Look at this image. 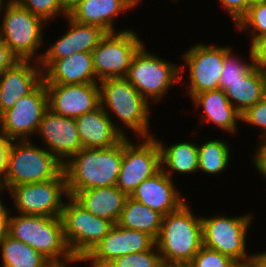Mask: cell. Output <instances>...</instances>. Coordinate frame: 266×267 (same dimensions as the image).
Listing matches in <instances>:
<instances>
[{
  "label": "cell",
  "instance_id": "6da1fadb",
  "mask_svg": "<svg viewBox=\"0 0 266 267\" xmlns=\"http://www.w3.org/2000/svg\"><path fill=\"white\" fill-rule=\"evenodd\" d=\"M122 158L123 139L108 148H82L63 165L69 196L90 188L116 186Z\"/></svg>",
  "mask_w": 266,
  "mask_h": 267
},
{
  "label": "cell",
  "instance_id": "7a4b0ae2",
  "mask_svg": "<svg viewBox=\"0 0 266 267\" xmlns=\"http://www.w3.org/2000/svg\"><path fill=\"white\" fill-rule=\"evenodd\" d=\"M190 206L186 202L163 216L156 240L162 261L186 267L203 246L202 216H195Z\"/></svg>",
  "mask_w": 266,
  "mask_h": 267
},
{
  "label": "cell",
  "instance_id": "3957f363",
  "mask_svg": "<svg viewBox=\"0 0 266 267\" xmlns=\"http://www.w3.org/2000/svg\"><path fill=\"white\" fill-rule=\"evenodd\" d=\"M99 86L101 106L112 121L116 117L124 125L121 127L124 137L128 136L123 128L132 130L137 140L153 136L149 125L151 103L125 77L100 80Z\"/></svg>",
  "mask_w": 266,
  "mask_h": 267
},
{
  "label": "cell",
  "instance_id": "277c9868",
  "mask_svg": "<svg viewBox=\"0 0 266 267\" xmlns=\"http://www.w3.org/2000/svg\"><path fill=\"white\" fill-rule=\"evenodd\" d=\"M8 234L41 253L52 264L76 259L66 243L61 217L11 213Z\"/></svg>",
  "mask_w": 266,
  "mask_h": 267
},
{
  "label": "cell",
  "instance_id": "5b68a950",
  "mask_svg": "<svg viewBox=\"0 0 266 267\" xmlns=\"http://www.w3.org/2000/svg\"><path fill=\"white\" fill-rule=\"evenodd\" d=\"M30 140H12L8 151L7 171L1 184L6 192L13 186L58 178L63 164L47 149Z\"/></svg>",
  "mask_w": 266,
  "mask_h": 267
},
{
  "label": "cell",
  "instance_id": "8992f818",
  "mask_svg": "<svg viewBox=\"0 0 266 267\" xmlns=\"http://www.w3.org/2000/svg\"><path fill=\"white\" fill-rule=\"evenodd\" d=\"M0 12L3 15V20L0 21V38L9 47L10 52L18 60L39 62L43 53L39 54L37 51L43 45V26L47 23L15 0L1 3Z\"/></svg>",
  "mask_w": 266,
  "mask_h": 267
},
{
  "label": "cell",
  "instance_id": "52a82bcc",
  "mask_svg": "<svg viewBox=\"0 0 266 267\" xmlns=\"http://www.w3.org/2000/svg\"><path fill=\"white\" fill-rule=\"evenodd\" d=\"M142 45L134 54L125 77L150 103L165 98L168 90L183 81L180 66L148 52Z\"/></svg>",
  "mask_w": 266,
  "mask_h": 267
},
{
  "label": "cell",
  "instance_id": "ba28073f",
  "mask_svg": "<svg viewBox=\"0 0 266 267\" xmlns=\"http://www.w3.org/2000/svg\"><path fill=\"white\" fill-rule=\"evenodd\" d=\"M64 237L76 259H84L115 225L83 208L69 196L61 213Z\"/></svg>",
  "mask_w": 266,
  "mask_h": 267
},
{
  "label": "cell",
  "instance_id": "9c48e42d",
  "mask_svg": "<svg viewBox=\"0 0 266 267\" xmlns=\"http://www.w3.org/2000/svg\"><path fill=\"white\" fill-rule=\"evenodd\" d=\"M253 215H216L201 217L203 226V246L230 257L236 263L252 260L247 254L246 238L252 224Z\"/></svg>",
  "mask_w": 266,
  "mask_h": 267
},
{
  "label": "cell",
  "instance_id": "30bf717a",
  "mask_svg": "<svg viewBox=\"0 0 266 267\" xmlns=\"http://www.w3.org/2000/svg\"><path fill=\"white\" fill-rule=\"evenodd\" d=\"M145 44L132 29L106 33L98 46L91 52L96 78L126 77L132 58Z\"/></svg>",
  "mask_w": 266,
  "mask_h": 267
},
{
  "label": "cell",
  "instance_id": "8fae6325",
  "mask_svg": "<svg viewBox=\"0 0 266 267\" xmlns=\"http://www.w3.org/2000/svg\"><path fill=\"white\" fill-rule=\"evenodd\" d=\"M7 192L16 213L24 215L60 217L64 200L69 197L64 172L48 181L13 186Z\"/></svg>",
  "mask_w": 266,
  "mask_h": 267
},
{
  "label": "cell",
  "instance_id": "7c38bea8",
  "mask_svg": "<svg viewBox=\"0 0 266 267\" xmlns=\"http://www.w3.org/2000/svg\"><path fill=\"white\" fill-rule=\"evenodd\" d=\"M138 139L136 144L129 137L123 138V158L116 186L127 196H131L141 182L161 170L157 140L153 136Z\"/></svg>",
  "mask_w": 266,
  "mask_h": 267
},
{
  "label": "cell",
  "instance_id": "4fadbf2b",
  "mask_svg": "<svg viewBox=\"0 0 266 267\" xmlns=\"http://www.w3.org/2000/svg\"><path fill=\"white\" fill-rule=\"evenodd\" d=\"M232 49L230 46H212L197 43L182 54L185 65L189 69V86L186 88L190 98L199 93L219 89V81L223 70L225 55Z\"/></svg>",
  "mask_w": 266,
  "mask_h": 267
},
{
  "label": "cell",
  "instance_id": "5bb4252c",
  "mask_svg": "<svg viewBox=\"0 0 266 267\" xmlns=\"http://www.w3.org/2000/svg\"><path fill=\"white\" fill-rule=\"evenodd\" d=\"M48 109V94L45 82L42 81L12 108L3 112L0 130L11 140H30L31 135L37 134Z\"/></svg>",
  "mask_w": 266,
  "mask_h": 267
},
{
  "label": "cell",
  "instance_id": "9a60e30c",
  "mask_svg": "<svg viewBox=\"0 0 266 267\" xmlns=\"http://www.w3.org/2000/svg\"><path fill=\"white\" fill-rule=\"evenodd\" d=\"M156 241L148 234L115 224L83 259L90 267H105L114 258L149 250Z\"/></svg>",
  "mask_w": 266,
  "mask_h": 267
},
{
  "label": "cell",
  "instance_id": "2e32d148",
  "mask_svg": "<svg viewBox=\"0 0 266 267\" xmlns=\"http://www.w3.org/2000/svg\"><path fill=\"white\" fill-rule=\"evenodd\" d=\"M45 85L48 108L55 114L76 119L101 105L99 83Z\"/></svg>",
  "mask_w": 266,
  "mask_h": 267
},
{
  "label": "cell",
  "instance_id": "e0dca14e",
  "mask_svg": "<svg viewBox=\"0 0 266 267\" xmlns=\"http://www.w3.org/2000/svg\"><path fill=\"white\" fill-rule=\"evenodd\" d=\"M37 135L41 136L43 147L63 165L83 148L75 119L55 114L49 109L39 124Z\"/></svg>",
  "mask_w": 266,
  "mask_h": 267
},
{
  "label": "cell",
  "instance_id": "ac0fdd59",
  "mask_svg": "<svg viewBox=\"0 0 266 267\" xmlns=\"http://www.w3.org/2000/svg\"><path fill=\"white\" fill-rule=\"evenodd\" d=\"M65 19L68 21L69 30L43 51L39 61L42 71L54 60L71 56L74 53L92 52L107 33L99 26L78 23L68 15Z\"/></svg>",
  "mask_w": 266,
  "mask_h": 267
},
{
  "label": "cell",
  "instance_id": "d6986e66",
  "mask_svg": "<svg viewBox=\"0 0 266 267\" xmlns=\"http://www.w3.org/2000/svg\"><path fill=\"white\" fill-rule=\"evenodd\" d=\"M34 64V65H33ZM43 81L39 62L18 60L0 76V106L2 112L12 108L21 98Z\"/></svg>",
  "mask_w": 266,
  "mask_h": 267
},
{
  "label": "cell",
  "instance_id": "ffe728a7",
  "mask_svg": "<svg viewBox=\"0 0 266 267\" xmlns=\"http://www.w3.org/2000/svg\"><path fill=\"white\" fill-rule=\"evenodd\" d=\"M130 197L163 216L186 203L174 180L162 170L141 182Z\"/></svg>",
  "mask_w": 266,
  "mask_h": 267
},
{
  "label": "cell",
  "instance_id": "44dd1931",
  "mask_svg": "<svg viewBox=\"0 0 266 267\" xmlns=\"http://www.w3.org/2000/svg\"><path fill=\"white\" fill-rule=\"evenodd\" d=\"M141 0H80L68 10V16L81 24L96 25L107 33L119 32L115 19L137 8Z\"/></svg>",
  "mask_w": 266,
  "mask_h": 267
},
{
  "label": "cell",
  "instance_id": "7402d4cb",
  "mask_svg": "<svg viewBox=\"0 0 266 267\" xmlns=\"http://www.w3.org/2000/svg\"><path fill=\"white\" fill-rule=\"evenodd\" d=\"M83 148H108L119 143L124 136L100 105L97 109L75 119Z\"/></svg>",
  "mask_w": 266,
  "mask_h": 267
},
{
  "label": "cell",
  "instance_id": "603a6c76",
  "mask_svg": "<svg viewBox=\"0 0 266 267\" xmlns=\"http://www.w3.org/2000/svg\"><path fill=\"white\" fill-rule=\"evenodd\" d=\"M45 84H89L99 83L93 68L91 52L74 53L54 60L44 71Z\"/></svg>",
  "mask_w": 266,
  "mask_h": 267
},
{
  "label": "cell",
  "instance_id": "cb8c5ba5",
  "mask_svg": "<svg viewBox=\"0 0 266 267\" xmlns=\"http://www.w3.org/2000/svg\"><path fill=\"white\" fill-rule=\"evenodd\" d=\"M192 102L196 109L202 107V122L212 123L225 130L226 134H237L240 113L229 102L225 91L221 89L205 91L193 96Z\"/></svg>",
  "mask_w": 266,
  "mask_h": 267
},
{
  "label": "cell",
  "instance_id": "d4e9b609",
  "mask_svg": "<svg viewBox=\"0 0 266 267\" xmlns=\"http://www.w3.org/2000/svg\"><path fill=\"white\" fill-rule=\"evenodd\" d=\"M73 198L94 216L117 224L128 196L117 186H108L79 191Z\"/></svg>",
  "mask_w": 266,
  "mask_h": 267
},
{
  "label": "cell",
  "instance_id": "484cf974",
  "mask_svg": "<svg viewBox=\"0 0 266 267\" xmlns=\"http://www.w3.org/2000/svg\"><path fill=\"white\" fill-rule=\"evenodd\" d=\"M229 102L242 114L266 95L264 70L255 66L242 80L234 83H219Z\"/></svg>",
  "mask_w": 266,
  "mask_h": 267
},
{
  "label": "cell",
  "instance_id": "4316f807",
  "mask_svg": "<svg viewBox=\"0 0 266 267\" xmlns=\"http://www.w3.org/2000/svg\"><path fill=\"white\" fill-rule=\"evenodd\" d=\"M157 140L161 154V170L173 179V174H192L198 172V145L194 142H176L164 145L163 140Z\"/></svg>",
  "mask_w": 266,
  "mask_h": 267
},
{
  "label": "cell",
  "instance_id": "83f0119b",
  "mask_svg": "<svg viewBox=\"0 0 266 267\" xmlns=\"http://www.w3.org/2000/svg\"><path fill=\"white\" fill-rule=\"evenodd\" d=\"M162 219L163 215L158 211L128 196L117 225L144 232L156 241L161 231Z\"/></svg>",
  "mask_w": 266,
  "mask_h": 267
},
{
  "label": "cell",
  "instance_id": "f1b7e54d",
  "mask_svg": "<svg viewBox=\"0 0 266 267\" xmlns=\"http://www.w3.org/2000/svg\"><path fill=\"white\" fill-rule=\"evenodd\" d=\"M0 251L3 267H50L52 265L41 253L9 234L0 239Z\"/></svg>",
  "mask_w": 266,
  "mask_h": 267
},
{
  "label": "cell",
  "instance_id": "f546056e",
  "mask_svg": "<svg viewBox=\"0 0 266 267\" xmlns=\"http://www.w3.org/2000/svg\"><path fill=\"white\" fill-rule=\"evenodd\" d=\"M231 145L225 140H207L198 145V172L208 175L223 173L229 166Z\"/></svg>",
  "mask_w": 266,
  "mask_h": 267
},
{
  "label": "cell",
  "instance_id": "4dcf8cb0",
  "mask_svg": "<svg viewBox=\"0 0 266 267\" xmlns=\"http://www.w3.org/2000/svg\"><path fill=\"white\" fill-rule=\"evenodd\" d=\"M236 30L248 31L250 45L260 36L266 33V0L253 2L247 13L235 25ZM252 32V33H251Z\"/></svg>",
  "mask_w": 266,
  "mask_h": 267
},
{
  "label": "cell",
  "instance_id": "1f68e13d",
  "mask_svg": "<svg viewBox=\"0 0 266 267\" xmlns=\"http://www.w3.org/2000/svg\"><path fill=\"white\" fill-rule=\"evenodd\" d=\"M232 49L225 55L223 61V70L221 73L219 83H234L235 81L242 80L255 66L254 56L250 47L249 61H243V58L234 54ZM238 57V58H237Z\"/></svg>",
  "mask_w": 266,
  "mask_h": 267
},
{
  "label": "cell",
  "instance_id": "d6a6232c",
  "mask_svg": "<svg viewBox=\"0 0 266 267\" xmlns=\"http://www.w3.org/2000/svg\"><path fill=\"white\" fill-rule=\"evenodd\" d=\"M23 8L29 10L35 16L41 18L45 23L56 17H66L68 10L64 7L61 0H15Z\"/></svg>",
  "mask_w": 266,
  "mask_h": 267
},
{
  "label": "cell",
  "instance_id": "836d02e7",
  "mask_svg": "<svg viewBox=\"0 0 266 267\" xmlns=\"http://www.w3.org/2000/svg\"><path fill=\"white\" fill-rule=\"evenodd\" d=\"M160 262V252L155 243L149 250L116 257L105 267H156Z\"/></svg>",
  "mask_w": 266,
  "mask_h": 267
},
{
  "label": "cell",
  "instance_id": "e575fe53",
  "mask_svg": "<svg viewBox=\"0 0 266 267\" xmlns=\"http://www.w3.org/2000/svg\"><path fill=\"white\" fill-rule=\"evenodd\" d=\"M236 262L218 251L202 246L186 267H235Z\"/></svg>",
  "mask_w": 266,
  "mask_h": 267
},
{
  "label": "cell",
  "instance_id": "d590c367",
  "mask_svg": "<svg viewBox=\"0 0 266 267\" xmlns=\"http://www.w3.org/2000/svg\"><path fill=\"white\" fill-rule=\"evenodd\" d=\"M241 122L261 128V138L266 137V95L240 114Z\"/></svg>",
  "mask_w": 266,
  "mask_h": 267
},
{
  "label": "cell",
  "instance_id": "8d00e7d4",
  "mask_svg": "<svg viewBox=\"0 0 266 267\" xmlns=\"http://www.w3.org/2000/svg\"><path fill=\"white\" fill-rule=\"evenodd\" d=\"M222 7L236 25L239 20L247 13L248 8L252 5L251 0H219Z\"/></svg>",
  "mask_w": 266,
  "mask_h": 267
},
{
  "label": "cell",
  "instance_id": "74e56055",
  "mask_svg": "<svg viewBox=\"0 0 266 267\" xmlns=\"http://www.w3.org/2000/svg\"><path fill=\"white\" fill-rule=\"evenodd\" d=\"M257 149L252 155V161L257 169L258 173L266 179V137L259 139V143L256 145Z\"/></svg>",
  "mask_w": 266,
  "mask_h": 267
},
{
  "label": "cell",
  "instance_id": "f35d334b",
  "mask_svg": "<svg viewBox=\"0 0 266 267\" xmlns=\"http://www.w3.org/2000/svg\"><path fill=\"white\" fill-rule=\"evenodd\" d=\"M256 66L263 69L266 66V33L260 35L251 45Z\"/></svg>",
  "mask_w": 266,
  "mask_h": 267
},
{
  "label": "cell",
  "instance_id": "ab89813d",
  "mask_svg": "<svg viewBox=\"0 0 266 267\" xmlns=\"http://www.w3.org/2000/svg\"><path fill=\"white\" fill-rule=\"evenodd\" d=\"M12 140L0 130V183L4 182L7 171L8 151Z\"/></svg>",
  "mask_w": 266,
  "mask_h": 267
},
{
  "label": "cell",
  "instance_id": "60d3db41",
  "mask_svg": "<svg viewBox=\"0 0 266 267\" xmlns=\"http://www.w3.org/2000/svg\"><path fill=\"white\" fill-rule=\"evenodd\" d=\"M18 59L10 52L9 47L0 38V76Z\"/></svg>",
  "mask_w": 266,
  "mask_h": 267
},
{
  "label": "cell",
  "instance_id": "b9f144b4",
  "mask_svg": "<svg viewBox=\"0 0 266 267\" xmlns=\"http://www.w3.org/2000/svg\"><path fill=\"white\" fill-rule=\"evenodd\" d=\"M1 197L3 196L0 194V239L9 233V219L12 212V208H7L2 202L3 199Z\"/></svg>",
  "mask_w": 266,
  "mask_h": 267
},
{
  "label": "cell",
  "instance_id": "7bdbcfd3",
  "mask_svg": "<svg viewBox=\"0 0 266 267\" xmlns=\"http://www.w3.org/2000/svg\"><path fill=\"white\" fill-rule=\"evenodd\" d=\"M252 260L258 267H266V251L252 253Z\"/></svg>",
  "mask_w": 266,
  "mask_h": 267
},
{
  "label": "cell",
  "instance_id": "ee69618b",
  "mask_svg": "<svg viewBox=\"0 0 266 267\" xmlns=\"http://www.w3.org/2000/svg\"><path fill=\"white\" fill-rule=\"evenodd\" d=\"M64 7L69 10L80 0H61Z\"/></svg>",
  "mask_w": 266,
  "mask_h": 267
},
{
  "label": "cell",
  "instance_id": "f6af8a7d",
  "mask_svg": "<svg viewBox=\"0 0 266 267\" xmlns=\"http://www.w3.org/2000/svg\"><path fill=\"white\" fill-rule=\"evenodd\" d=\"M235 267H258L253 260L243 262V263H236Z\"/></svg>",
  "mask_w": 266,
  "mask_h": 267
},
{
  "label": "cell",
  "instance_id": "bcb514c9",
  "mask_svg": "<svg viewBox=\"0 0 266 267\" xmlns=\"http://www.w3.org/2000/svg\"><path fill=\"white\" fill-rule=\"evenodd\" d=\"M78 262H84L83 261V259H75L74 261H72V262H68V263H64V264H52L50 267H71V266H69L70 264H72V263H77L78 264Z\"/></svg>",
  "mask_w": 266,
  "mask_h": 267
},
{
  "label": "cell",
  "instance_id": "7dc6e473",
  "mask_svg": "<svg viewBox=\"0 0 266 267\" xmlns=\"http://www.w3.org/2000/svg\"><path fill=\"white\" fill-rule=\"evenodd\" d=\"M156 267H182V266L161 260V262Z\"/></svg>",
  "mask_w": 266,
  "mask_h": 267
},
{
  "label": "cell",
  "instance_id": "c3c4849f",
  "mask_svg": "<svg viewBox=\"0 0 266 267\" xmlns=\"http://www.w3.org/2000/svg\"><path fill=\"white\" fill-rule=\"evenodd\" d=\"M2 116H3V112H2V109H1V106H0V123H1V120H2Z\"/></svg>",
  "mask_w": 266,
  "mask_h": 267
},
{
  "label": "cell",
  "instance_id": "681fc988",
  "mask_svg": "<svg viewBox=\"0 0 266 267\" xmlns=\"http://www.w3.org/2000/svg\"><path fill=\"white\" fill-rule=\"evenodd\" d=\"M2 191H3V189H2V186H1V183H0V193L2 194Z\"/></svg>",
  "mask_w": 266,
  "mask_h": 267
},
{
  "label": "cell",
  "instance_id": "f907efd6",
  "mask_svg": "<svg viewBox=\"0 0 266 267\" xmlns=\"http://www.w3.org/2000/svg\"><path fill=\"white\" fill-rule=\"evenodd\" d=\"M252 2H257V1H264V0H251Z\"/></svg>",
  "mask_w": 266,
  "mask_h": 267
},
{
  "label": "cell",
  "instance_id": "816d5d0a",
  "mask_svg": "<svg viewBox=\"0 0 266 267\" xmlns=\"http://www.w3.org/2000/svg\"><path fill=\"white\" fill-rule=\"evenodd\" d=\"M263 70H264V73H265V76H266V66L263 68Z\"/></svg>",
  "mask_w": 266,
  "mask_h": 267
}]
</instances>
